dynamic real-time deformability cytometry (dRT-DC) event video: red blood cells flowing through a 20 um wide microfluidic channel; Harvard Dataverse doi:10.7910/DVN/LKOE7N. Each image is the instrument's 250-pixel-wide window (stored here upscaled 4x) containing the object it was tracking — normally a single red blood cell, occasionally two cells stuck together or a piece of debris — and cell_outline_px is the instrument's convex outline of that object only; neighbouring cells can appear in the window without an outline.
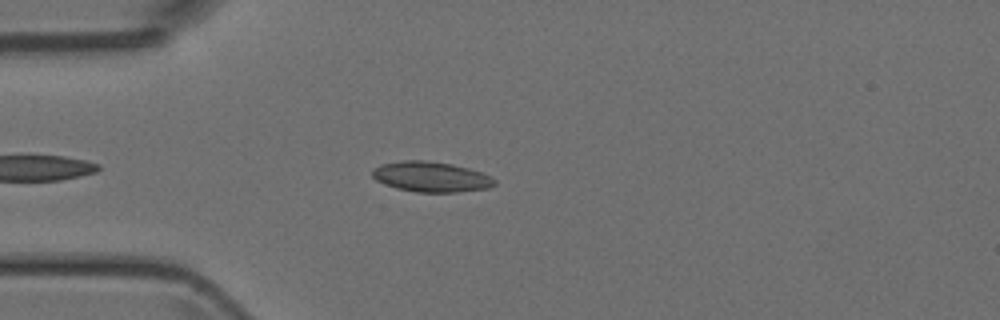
{"species": "Egyptian fruit bat (a non-hibernating species)", "species_latin": "Rousettus aegyptiacus", "temperature_condition": "room temperature", "stored_images_in_passage": 3, "camera_frame_rate_fps": 3000, "um_per_image_px": 0.085, "animal": {"sex": "female"}, "frame": {"image": 1, "passage_image": 2, "time_ms": 1.333, "image_size_px": [1000, 320], "cell_outline_px": [[496, 184], [488, 188], [456, 192], [416, 192], [396, 188], [376, 180], [372, 176], [372, 168], [380, 164], [404, 160], [424, 160], [452, 164], [468, 168], [480, 172], [496, 180]], "centroid_in_image_um": [36.61, 15.02], "position_along_channel_um": 48.4, "area_um2": 21.5}}